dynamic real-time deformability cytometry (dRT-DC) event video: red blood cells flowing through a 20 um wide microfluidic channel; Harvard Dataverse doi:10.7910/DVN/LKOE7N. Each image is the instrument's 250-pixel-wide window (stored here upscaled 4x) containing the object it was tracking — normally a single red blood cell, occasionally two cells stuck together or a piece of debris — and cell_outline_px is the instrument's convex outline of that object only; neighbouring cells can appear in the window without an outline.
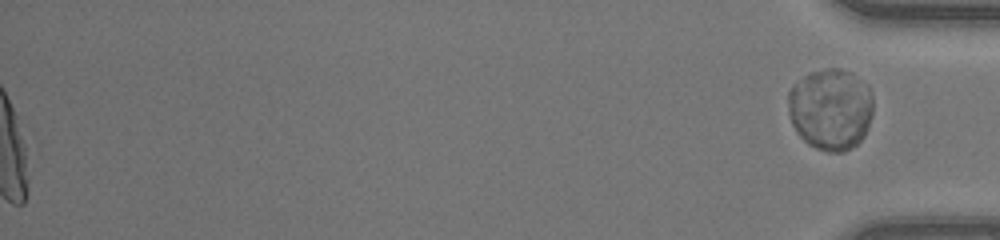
{"species": "human", "species_latin": "Homo sapiens", "temperature_condition": "warm", "stored_images_in_passage": 50, "segment_of_instrument_passage": [2, 2], "camera_frame_rate_fps": 3000, "um_per_image_px": 0.085, "donor": {"sex": "female"}, "frame": {"image": 1, "passage_image": 50, "time_ms": 16.333, "image_size_px": [1000, 240], "cell_outline_px": [[872, 116], [864, 136], [852, 148], [844, 152], [828, 152], [816, 148], [808, 144], [796, 132], [792, 124], [788, 112], [788, 92], [804, 76], [812, 72], [824, 68], [840, 68], [852, 72], [868, 84], [872, 92]], "centroid_in_image_um": [70.62, 9.27], "position_along_channel_um": 364.6, "area_um2": 40.81}}